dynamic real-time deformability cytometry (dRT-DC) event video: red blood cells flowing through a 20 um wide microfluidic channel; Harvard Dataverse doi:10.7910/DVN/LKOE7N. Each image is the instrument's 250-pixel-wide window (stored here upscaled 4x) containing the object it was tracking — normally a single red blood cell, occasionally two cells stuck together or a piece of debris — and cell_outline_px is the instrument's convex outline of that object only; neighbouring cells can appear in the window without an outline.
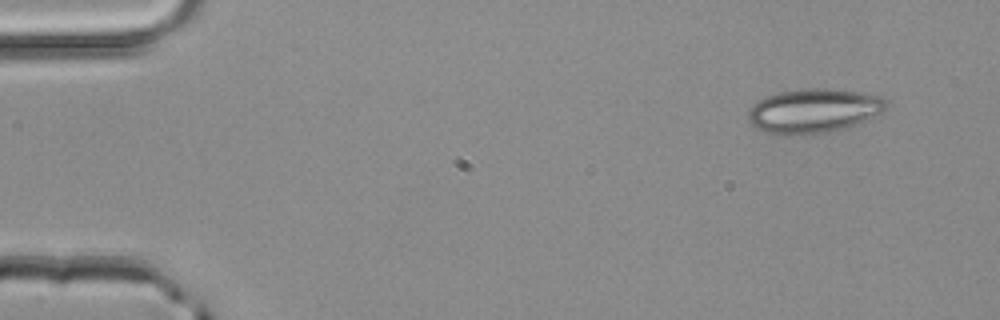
{"species": "common noctule bat (a hibernating species)", "species_latin": "Nyctalus noctula", "temperature_condition": "room temperature", "stored_images_in_passage": 3, "camera_frame_rate_fps": 3000, "um_per_image_px": 0.085, "animal": {"sex": "male", "body_mass_g": 20.4}, "frame": {"image": 1, "passage_image": 1, "time_ms": 0.0, "image_size_px": [1000, 320], "cell_outline_px": [[884, 108], [880, 112], [864, 120], [840, 128], [824, 132], [792, 136], [784, 136], [764, 132], [756, 128], [748, 120], [748, 112], [752, 104], [764, 96], [780, 92], [804, 88], [824, 88], [860, 92], [880, 96], [884, 100]], "centroid_in_image_um": [69.04, 9.41], "position_along_channel_um": 16.0, "area_um2": 35.2}}